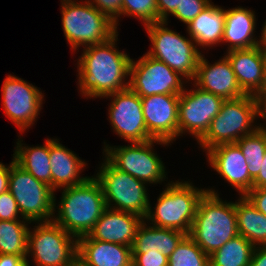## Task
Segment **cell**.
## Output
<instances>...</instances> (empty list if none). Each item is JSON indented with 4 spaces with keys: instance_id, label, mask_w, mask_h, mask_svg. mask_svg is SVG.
<instances>
[{
    "instance_id": "1",
    "label": "cell",
    "mask_w": 266,
    "mask_h": 266,
    "mask_svg": "<svg viewBox=\"0 0 266 266\" xmlns=\"http://www.w3.org/2000/svg\"><path fill=\"white\" fill-rule=\"evenodd\" d=\"M118 35L117 32L104 43L84 47L77 59L78 89L86 99L105 98L129 87L132 59L115 46Z\"/></svg>"
},
{
    "instance_id": "2",
    "label": "cell",
    "mask_w": 266,
    "mask_h": 266,
    "mask_svg": "<svg viewBox=\"0 0 266 266\" xmlns=\"http://www.w3.org/2000/svg\"><path fill=\"white\" fill-rule=\"evenodd\" d=\"M60 199L57 204L54 196L52 220L76 238L88 235L107 208L101 185L93 176L63 188Z\"/></svg>"
},
{
    "instance_id": "3",
    "label": "cell",
    "mask_w": 266,
    "mask_h": 266,
    "mask_svg": "<svg viewBox=\"0 0 266 266\" xmlns=\"http://www.w3.org/2000/svg\"><path fill=\"white\" fill-rule=\"evenodd\" d=\"M206 190L198 202L188 235L210 256L239 234L235 202L223 201L213 188Z\"/></svg>"
},
{
    "instance_id": "4",
    "label": "cell",
    "mask_w": 266,
    "mask_h": 266,
    "mask_svg": "<svg viewBox=\"0 0 266 266\" xmlns=\"http://www.w3.org/2000/svg\"><path fill=\"white\" fill-rule=\"evenodd\" d=\"M159 194L155 207L149 205L144 220L152 226L174 229L189 234L196 215L198 202L207 191L190 181H171Z\"/></svg>"
},
{
    "instance_id": "5",
    "label": "cell",
    "mask_w": 266,
    "mask_h": 266,
    "mask_svg": "<svg viewBox=\"0 0 266 266\" xmlns=\"http://www.w3.org/2000/svg\"><path fill=\"white\" fill-rule=\"evenodd\" d=\"M61 0L62 29L72 52L104 43L118 32L115 24L87 0Z\"/></svg>"
},
{
    "instance_id": "6",
    "label": "cell",
    "mask_w": 266,
    "mask_h": 266,
    "mask_svg": "<svg viewBox=\"0 0 266 266\" xmlns=\"http://www.w3.org/2000/svg\"><path fill=\"white\" fill-rule=\"evenodd\" d=\"M255 96L225 100L219 113L212 119L206 133L197 141L204 152L224 143H236L240 138L258 129Z\"/></svg>"
},
{
    "instance_id": "7",
    "label": "cell",
    "mask_w": 266,
    "mask_h": 266,
    "mask_svg": "<svg viewBox=\"0 0 266 266\" xmlns=\"http://www.w3.org/2000/svg\"><path fill=\"white\" fill-rule=\"evenodd\" d=\"M166 25L168 26V22L159 21L145 26L152 43L147 54L166 63L186 80L192 81L202 52L190 36H182Z\"/></svg>"
},
{
    "instance_id": "8",
    "label": "cell",
    "mask_w": 266,
    "mask_h": 266,
    "mask_svg": "<svg viewBox=\"0 0 266 266\" xmlns=\"http://www.w3.org/2000/svg\"><path fill=\"white\" fill-rule=\"evenodd\" d=\"M94 177L100 183L106 207L145 218L150 200L147 184L115 168L106 158Z\"/></svg>"
},
{
    "instance_id": "9",
    "label": "cell",
    "mask_w": 266,
    "mask_h": 266,
    "mask_svg": "<svg viewBox=\"0 0 266 266\" xmlns=\"http://www.w3.org/2000/svg\"><path fill=\"white\" fill-rule=\"evenodd\" d=\"M171 143L152 139L145 142H131L127 146H109L104 142L103 155L115 168L126 172L146 184H160L166 177L165 166L155 153L154 145ZM105 152V153H104Z\"/></svg>"
},
{
    "instance_id": "10",
    "label": "cell",
    "mask_w": 266,
    "mask_h": 266,
    "mask_svg": "<svg viewBox=\"0 0 266 266\" xmlns=\"http://www.w3.org/2000/svg\"><path fill=\"white\" fill-rule=\"evenodd\" d=\"M29 228L26 261L31 255L36 266H69L77 258V238L56 222H32ZM31 229V230H30Z\"/></svg>"
},
{
    "instance_id": "11",
    "label": "cell",
    "mask_w": 266,
    "mask_h": 266,
    "mask_svg": "<svg viewBox=\"0 0 266 266\" xmlns=\"http://www.w3.org/2000/svg\"><path fill=\"white\" fill-rule=\"evenodd\" d=\"M8 191L15 198L24 219L30 222L52 220L55 191L17 165L14 158L10 162Z\"/></svg>"
},
{
    "instance_id": "12",
    "label": "cell",
    "mask_w": 266,
    "mask_h": 266,
    "mask_svg": "<svg viewBox=\"0 0 266 266\" xmlns=\"http://www.w3.org/2000/svg\"><path fill=\"white\" fill-rule=\"evenodd\" d=\"M129 77V87L140 97L156 94L180 95L185 90V84L189 82L166 63L147 53L137 61L132 58Z\"/></svg>"
},
{
    "instance_id": "13",
    "label": "cell",
    "mask_w": 266,
    "mask_h": 266,
    "mask_svg": "<svg viewBox=\"0 0 266 266\" xmlns=\"http://www.w3.org/2000/svg\"><path fill=\"white\" fill-rule=\"evenodd\" d=\"M44 93L14 75H7L2 85V107L6 117L13 122L20 134L34 125L42 109Z\"/></svg>"
},
{
    "instance_id": "14",
    "label": "cell",
    "mask_w": 266,
    "mask_h": 266,
    "mask_svg": "<svg viewBox=\"0 0 266 266\" xmlns=\"http://www.w3.org/2000/svg\"><path fill=\"white\" fill-rule=\"evenodd\" d=\"M224 101L223 98L195 85L189 91L185 88L179 95L178 137L187 133L198 141L208 130Z\"/></svg>"
},
{
    "instance_id": "15",
    "label": "cell",
    "mask_w": 266,
    "mask_h": 266,
    "mask_svg": "<svg viewBox=\"0 0 266 266\" xmlns=\"http://www.w3.org/2000/svg\"><path fill=\"white\" fill-rule=\"evenodd\" d=\"M105 97L106 99L112 98L108 109V119L114 133L128 143L153 139L145 125L141 97L130 87Z\"/></svg>"
},
{
    "instance_id": "16",
    "label": "cell",
    "mask_w": 266,
    "mask_h": 266,
    "mask_svg": "<svg viewBox=\"0 0 266 266\" xmlns=\"http://www.w3.org/2000/svg\"><path fill=\"white\" fill-rule=\"evenodd\" d=\"M143 116L149 135L173 143L178 137L179 95L156 94L141 97Z\"/></svg>"
},
{
    "instance_id": "17",
    "label": "cell",
    "mask_w": 266,
    "mask_h": 266,
    "mask_svg": "<svg viewBox=\"0 0 266 266\" xmlns=\"http://www.w3.org/2000/svg\"><path fill=\"white\" fill-rule=\"evenodd\" d=\"M205 153L214 171L234 187L240 196L246 195L253 188L248 163L237 143L219 144Z\"/></svg>"
},
{
    "instance_id": "18",
    "label": "cell",
    "mask_w": 266,
    "mask_h": 266,
    "mask_svg": "<svg viewBox=\"0 0 266 266\" xmlns=\"http://www.w3.org/2000/svg\"><path fill=\"white\" fill-rule=\"evenodd\" d=\"M193 81L192 85L224 100L237 99L246 95L239 86L232 66L225 55L211 64L204 54H201Z\"/></svg>"
},
{
    "instance_id": "19",
    "label": "cell",
    "mask_w": 266,
    "mask_h": 266,
    "mask_svg": "<svg viewBox=\"0 0 266 266\" xmlns=\"http://www.w3.org/2000/svg\"><path fill=\"white\" fill-rule=\"evenodd\" d=\"M143 220V217L131 212L106 208L88 236L91 239L132 247L137 229Z\"/></svg>"
},
{
    "instance_id": "20",
    "label": "cell",
    "mask_w": 266,
    "mask_h": 266,
    "mask_svg": "<svg viewBox=\"0 0 266 266\" xmlns=\"http://www.w3.org/2000/svg\"><path fill=\"white\" fill-rule=\"evenodd\" d=\"M226 53L242 91L252 96L264 91L263 51L256 46Z\"/></svg>"
},
{
    "instance_id": "21",
    "label": "cell",
    "mask_w": 266,
    "mask_h": 266,
    "mask_svg": "<svg viewBox=\"0 0 266 266\" xmlns=\"http://www.w3.org/2000/svg\"><path fill=\"white\" fill-rule=\"evenodd\" d=\"M58 140L49 138L51 188L54 191L81 184L89 178V176L80 177L87 163Z\"/></svg>"
},
{
    "instance_id": "22",
    "label": "cell",
    "mask_w": 266,
    "mask_h": 266,
    "mask_svg": "<svg viewBox=\"0 0 266 266\" xmlns=\"http://www.w3.org/2000/svg\"><path fill=\"white\" fill-rule=\"evenodd\" d=\"M77 258L86 266H132L131 247L88 235L77 238Z\"/></svg>"
},
{
    "instance_id": "23",
    "label": "cell",
    "mask_w": 266,
    "mask_h": 266,
    "mask_svg": "<svg viewBox=\"0 0 266 266\" xmlns=\"http://www.w3.org/2000/svg\"><path fill=\"white\" fill-rule=\"evenodd\" d=\"M255 11L244 7L226 9L225 27L222 43H227L226 52L257 46L258 38L254 34L256 28Z\"/></svg>"
},
{
    "instance_id": "24",
    "label": "cell",
    "mask_w": 266,
    "mask_h": 266,
    "mask_svg": "<svg viewBox=\"0 0 266 266\" xmlns=\"http://www.w3.org/2000/svg\"><path fill=\"white\" fill-rule=\"evenodd\" d=\"M226 9L214 5L211 2L201 13L189 22L187 26L188 35L194 40L197 47L212 48L222 43L225 27Z\"/></svg>"
},
{
    "instance_id": "25",
    "label": "cell",
    "mask_w": 266,
    "mask_h": 266,
    "mask_svg": "<svg viewBox=\"0 0 266 266\" xmlns=\"http://www.w3.org/2000/svg\"><path fill=\"white\" fill-rule=\"evenodd\" d=\"M149 225L145 220L139 225L131 247L132 253L159 251L168 258L187 235L178 230Z\"/></svg>"
},
{
    "instance_id": "26",
    "label": "cell",
    "mask_w": 266,
    "mask_h": 266,
    "mask_svg": "<svg viewBox=\"0 0 266 266\" xmlns=\"http://www.w3.org/2000/svg\"><path fill=\"white\" fill-rule=\"evenodd\" d=\"M22 139L16 142L14 161L34 178L51 186L49 139L42 146H24Z\"/></svg>"
},
{
    "instance_id": "27",
    "label": "cell",
    "mask_w": 266,
    "mask_h": 266,
    "mask_svg": "<svg viewBox=\"0 0 266 266\" xmlns=\"http://www.w3.org/2000/svg\"><path fill=\"white\" fill-rule=\"evenodd\" d=\"M237 201L235 212L238 234L254 246H266V215L259 212L245 195Z\"/></svg>"
},
{
    "instance_id": "28",
    "label": "cell",
    "mask_w": 266,
    "mask_h": 266,
    "mask_svg": "<svg viewBox=\"0 0 266 266\" xmlns=\"http://www.w3.org/2000/svg\"><path fill=\"white\" fill-rule=\"evenodd\" d=\"M254 248L245 237L237 235L209 256L210 266H250Z\"/></svg>"
},
{
    "instance_id": "29",
    "label": "cell",
    "mask_w": 266,
    "mask_h": 266,
    "mask_svg": "<svg viewBox=\"0 0 266 266\" xmlns=\"http://www.w3.org/2000/svg\"><path fill=\"white\" fill-rule=\"evenodd\" d=\"M28 224L27 219L0 220V254L27 256Z\"/></svg>"
},
{
    "instance_id": "30",
    "label": "cell",
    "mask_w": 266,
    "mask_h": 266,
    "mask_svg": "<svg viewBox=\"0 0 266 266\" xmlns=\"http://www.w3.org/2000/svg\"><path fill=\"white\" fill-rule=\"evenodd\" d=\"M248 163L250 177L254 180L263 163L266 152V133L257 129L255 132L245 135L236 142Z\"/></svg>"
},
{
    "instance_id": "31",
    "label": "cell",
    "mask_w": 266,
    "mask_h": 266,
    "mask_svg": "<svg viewBox=\"0 0 266 266\" xmlns=\"http://www.w3.org/2000/svg\"><path fill=\"white\" fill-rule=\"evenodd\" d=\"M168 266H210L209 256L186 235L168 257Z\"/></svg>"
},
{
    "instance_id": "32",
    "label": "cell",
    "mask_w": 266,
    "mask_h": 266,
    "mask_svg": "<svg viewBox=\"0 0 266 266\" xmlns=\"http://www.w3.org/2000/svg\"><path fill=\"white\" fill-rule=\"evenodd\" d=\"M122 15L137 18L144 26L160 21L156 0H122Z\"/></svg>"
},
{
    "instance_id": "33",
    "label": "cell",
    "mask_w": 266,
    "mask_h": 266,
    "mask_svg": "<svg viewBox=\"0 0 266 266\" xmlns=\"http://www.w3.org/2000/svg\"><path fill=\"white\" fill-rule=\"evenodd\" d=\"M210 3L211 0H181L180 5L176 8L172 15L187 25Z\"/></svg>"
},
{
    "instance_id": "34",
    "label": "cell",
    "mask_w": 266,
    "mask_h": 266,
    "mask_svg": "<svg viewBox=\"0 0 266 266\" xmlns=\"http://www.w3.org/2000/svg\"><path fill=\"white\" fill-rule=\"evenodd\" d=\"M99 12L106 15L116 26L119 25V17L122 16V0H87Z\"/></svg>"
},
{
    "instance_id": "35",
    "label": "cell",
    "mask_w": 266,
    "mask_h": 266,
    "mask_svg": "<svg viewBox=\"0 0 266 266\" xmlns=\"http://www.w3.org/2000/svg\"><path fill=\"white\" fill-rule=\"evenodd\" d=\"M20 214V215H19ZM24 219L13 195L7 191L0 194V220L13 221Z\"/></svg>"
},
{
    "instance_id": "36",
    "label": "cell",
    "mask_w": 266,
    "mask_h": 266,
    "mask_svg": "<svg viewBox=\"0 0 266 266\" xmlns=\"http://www.w3.org/2000/svg\"><path fill=\"white\" fill-rule=\"evenodd\" d=\"M132 266H168V258L159 251L132 253Z\"/></svg>"
},
{
    "instance_id": "37",
    "label": "cell",
    "mask_w": 266,
    "mask_h": 266,
    "mask_svg": "<svg viewBox=\"0 0 266 266\" xmlns=\"http://www.w3.org/2000/svg\"><path fill=\"white\" fill-rule=\"evenodd\" d=\"M245 196L259 212L266 215V188H252Z\"/></svg>"
},
{
    "instance_id": "38",
    "label": "cell",
    "mask_w": 266,
    "mask_h": 266,
    "mask_svg": "<svg viewBox=\"0 0 266 266\" xmlns=\"http://www.w3.org/2000/svg\"><path fill=\"white\" fill-rule=\"evenodd\" d=\"M181 0H156L158 19L160 21L168 22L169 16L180 5Z\"/></svg>"
},
{
    "instance_id": "39",
    "label": "cell",
    "mask_w": 266,
    "mask_h": 266,
    "mask_svg": "<svg viewBox=\"0 0 266 266\" xmlns=\"http://www.w3.org/2000/svg\"><path fill=\"white\" fill-rule=\"evenodd\" d=\"M26 256L0 254V266H30Z\"/></svg>"
},
{
    "instance_id": "40",
    "label": "cell",
    "mask_w": 266,
    "mask_h": 266,
    "mask_svg": "<svg viewBox=\"0 0 266 266\" xmlns=\"http://www.w3.org/2000/svg\"><path fill=\"white\" fill-rule=\"evenodd\" d=\"M256 102H257V116L258 118H262L263 120L266 121V91H262L259 94L255 96ZM266 123V122H265ZM263 125H258V129L262 130L266 133V124Z\"/></svg>"
},
{
    "instance_id": "41",
    "label": "cell",
    "mask_w": 266,
    "mask_h": 266,
    "mask_svg": "<svg viewBox=\"0 0 266 266\" xmlns=\"http://www.w3.org/2000/svg\"><path fill=\"white\" fill-rule=\"evenodd\" d=\"M250 266H266V246H255Z\"/></svg>"
},
{
    "instance_id": "42",
    "label": "cell",
    "mask_w": 266,
    "mask_h": 266,
    "mask_svg": "<svg viewBox=\"0 0 266 266\" xmlns=\"http://www.w3.org/2000/svg\"><path fill=\"white\" fill-rule=\"evenodd\" d=\"M10 179V164L4 165L0 162V194L7 192Z\"/></svg>"
},
{
    "instance_id": "43",
    "label": "cell",
    "mask_w": 266,
    "mask_h": 266,
    "mask_svg": "<svg viewBox=\"0 0 266 266\" xmlns=\"http://www.w3.org/2000/svg\"><path fill=\"white\" fill-rule=\"evenodd\" d=\"M253 188H266V152L258 176L253 180Z\"/></svg>"
},
{
    "instance_id": "44",
    "label": "cell",
    "mask_w": 266,
    "mask_h": 266,
    "mask_svg": "<svg viewBox=\"0 0 266 266\" xmlns=\"http://www.w3.org/2000/svg\"><path fill=\"white\" fill-rule=\"evenodd\" d=\"M261 31V36H258L260 38L257 41V47H259L263 52H266V20Z\"/></svg>"
},
{
    "instance_id": "45",
    "label": "cell",
    "mask_w": 266,
    "mask_h": 266,
    "mask_svg": "<svg viewBox=\"0 0 266 266\" xmlns=\"http://www.w3.org/2000/svg\"><path fill=\"white\" fill-rule=\"evenodd\" d=\"M264 56V91H266V52H263Z\"/></svg>"
},
{
    "instance_id": "46",
    "label": "cell",
    "mask_w": 266,
    "mask_h": 266,
    "mask_svg": "<svg viewBox=\"0 0 266 266\" xmlns=\"http://www.w3.org/2000/svg\"><path fill=\"white\" fill-rule=\"evenodd\" d=\"M69 266H86L78 258H76Z\"/></svg>"
}]
</instances>
